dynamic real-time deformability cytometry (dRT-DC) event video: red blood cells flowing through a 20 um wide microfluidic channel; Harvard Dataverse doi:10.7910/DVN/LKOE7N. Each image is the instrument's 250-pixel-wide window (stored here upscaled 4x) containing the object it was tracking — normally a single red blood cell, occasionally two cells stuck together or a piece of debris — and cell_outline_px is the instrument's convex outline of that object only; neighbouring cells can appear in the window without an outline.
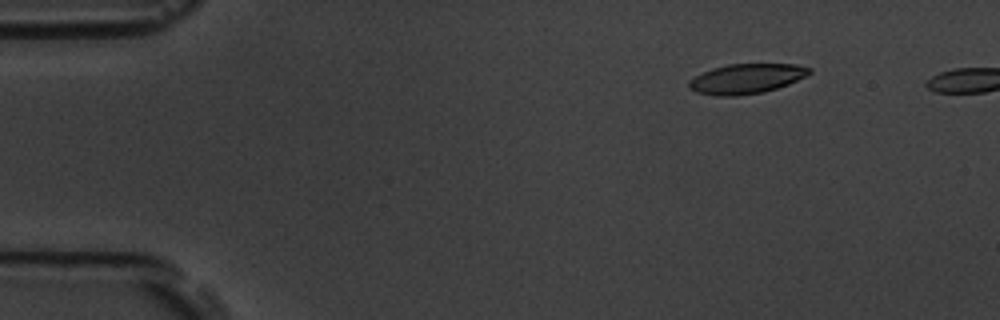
{"species": "common noctule bat (a hibernating species)", "species_latin": "Nyctalus noctula", "temperature_condition": "room temperature", "stored_images_in_passage": 4, "camera_frame_rate_fps": 3000, "um_per_image_px": 0.085, "animal": {"sex": "male", "body_mass_g": 19.5, "forearm_length_mm": 54.6}, "frame": {"image": 1, "passage_image": 1, "time_ms": 0.0, "image_size_px": [1000, 320], "cell_outline_px": [[812, 72], [808, 76], [788, 84], [764, 92], [736, 96], [716, 96], [696, 92], [688, 88], [688, 80], [712, 68], [728, 64], [796, 64], [812, 68]], "centroid_in_image_um": [63.46, 6.69], "position_along_channel_um": 21.5, "area_um2": 21.1}}